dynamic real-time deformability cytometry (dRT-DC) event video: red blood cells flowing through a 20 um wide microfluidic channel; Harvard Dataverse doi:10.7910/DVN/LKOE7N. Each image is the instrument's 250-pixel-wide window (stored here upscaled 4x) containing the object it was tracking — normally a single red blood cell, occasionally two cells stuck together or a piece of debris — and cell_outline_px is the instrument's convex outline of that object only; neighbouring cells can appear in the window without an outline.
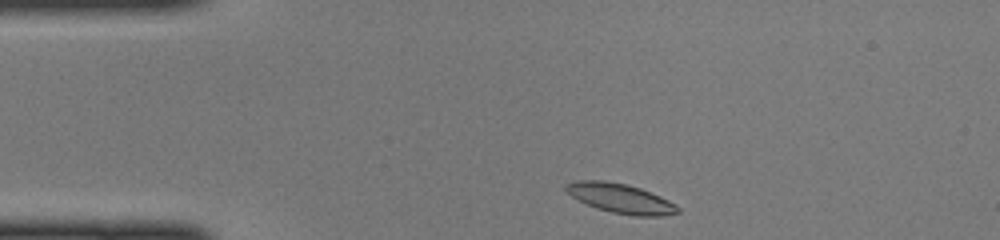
{"species": "common noctule bat (a hibernating species)", "species_latin": "Nyctalus noctula", "temperature_condition": "cold", "stored_images_in_passage": 39, "camera_frame_rate_fps": 3000, "um_per_image_px": 0.085, "animal": {"sex": "female", "body_mass_g": 22.0, "forearm_length_mm": 56.7}, "frame": {"image": 1, "passage_image": 1, "time_ms": 0.0, "image_size_px": [1000, 240], "cell_outline_px": [[680, 212], [660, 216], [632, 216], [612, 212], [596, 208], [572, 196], [564, 188], [564, 184], [576, 180], [604, 180], [624, 184], [640, 188], [660, 196], [676, 204], [680, 208]], "centroid_in_image_um": [52.75, 16.86], "position_along_channel_um": 32.2, "area_um2": 19.13}}
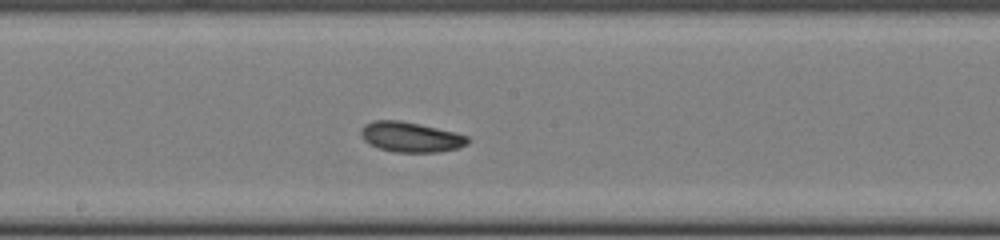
{"frame": {"image": 2, "passage_image": 17, "time_ms": 5.333, "image_size_px": [1000, 240], "cell_outline_px": [[468, 144], [456, 148], [436, 152], [396, 152], [376, 148], [368, 144], [360, 136], [360, 128], [364, 124], [372, 120], [400, 120], [436, 128], [468, 136]], "centroid_in_image_um": [34.81, 11.64], "position_along_channel_um": 213.4, "area_um2": 18.73}}
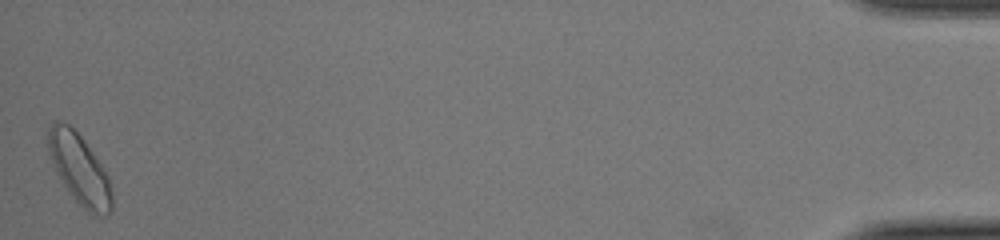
{"frame": {"image": 3, "passage_image": 39, "time_ms": 12.667, "image_size_px": [1000, 240], "cell_outline_px": [[112, 212], [108, 216], [92, 216], [72, 196], [56, 172], [48, 152], [48, 128], [56, 120], [68, 124], [84, 140], [108, 176], [112, 188]], "centroid_in_image_um": [6.77, 14.43], "position_along_channel_um": 428.4, "area_um2": 25.89}}